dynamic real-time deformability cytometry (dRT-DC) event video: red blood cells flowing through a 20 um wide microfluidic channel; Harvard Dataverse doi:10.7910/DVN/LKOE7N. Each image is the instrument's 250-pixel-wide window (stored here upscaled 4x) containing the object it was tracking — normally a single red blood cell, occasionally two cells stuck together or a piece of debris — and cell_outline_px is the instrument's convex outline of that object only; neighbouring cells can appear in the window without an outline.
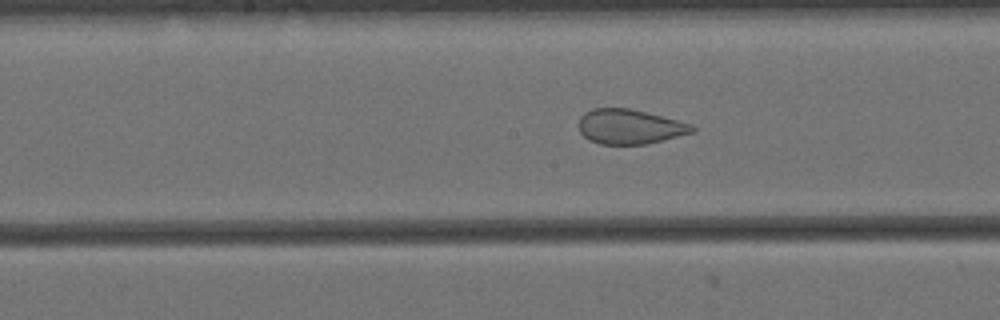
{"species": "Egyptian fruit bat (a non-hibernating species)", "species_latin": "Rousettus aegyptiacus", "temperature_condition": "cold", "stored_images_in_passage": 57, "camera_frame_rate_fps": 3000, "um_per_image_px": 0.085, "animal": {"sex": "female"}, "frame": {"image": 1, "passage_image": 27, "time_ms": 8.667, "image_size_px": [1000, 320], "cell_outline_px": [[696, 132], [664, 140], [644, 144], [600, 144], [588, 140], [580, 132], [580, 116], [584, 112], [592, 108], [628, 108], [692, 124], [696, 128]], "centroid_in_image_um": [53.53, 10.77], "position_along_channel_um": 194.7, "area_um2": 22.89}}
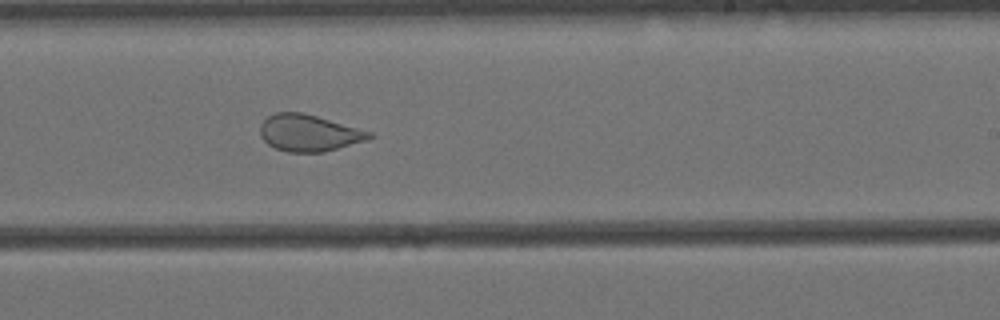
{"frame": {"image": 2, "passage_image": 33, "time_ms": 10.667, "image_size_px": [1000, 320], "cell_outline_px": [[372, 136], [368, 140], [324, 152], [288, 152], [276, 148], [268, 144], [260, 136], [260, 124], [268, 116], [276, 112], [304, 112], [372, 132]], "centroid_in_image_um": [26.24, 11.29], "position_along_channel_um": 262.8, "area_um2": 23.35}}
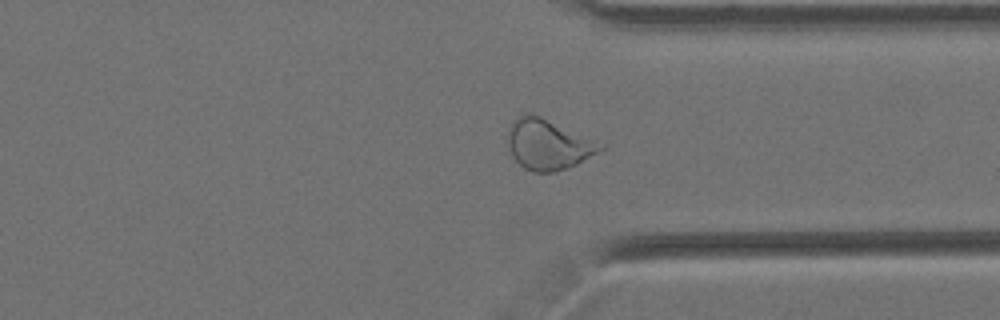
{"frame": {"image": 3, "passage_image": 42, "time_ms": 13.667, "image_size_px": [1000, 320], "cell_outline_px": [[604, 148], [576, 164], [568, 168], [556, 172], [532, 172], [524, 168], [512, 156], [508, 144], [508, 128], [520, 116], [528, 112], [532, 112], [604, 144]], "centroid_in_image_um": [46.58, 12.28], "position_along_channel_um": 364.8, "area_um2": 26.93}, "authors_computed_cell_mechanics": {"area_um2": 29.0734, "velocity_mm_per_s": 3.4389, "shape_relaxation_time_tau1_ms": null, "shape_relaxation_time_tau2_ms": 1.093, "deformation_change_tau1": null, "deformation_change_tau2": 0.0681}}